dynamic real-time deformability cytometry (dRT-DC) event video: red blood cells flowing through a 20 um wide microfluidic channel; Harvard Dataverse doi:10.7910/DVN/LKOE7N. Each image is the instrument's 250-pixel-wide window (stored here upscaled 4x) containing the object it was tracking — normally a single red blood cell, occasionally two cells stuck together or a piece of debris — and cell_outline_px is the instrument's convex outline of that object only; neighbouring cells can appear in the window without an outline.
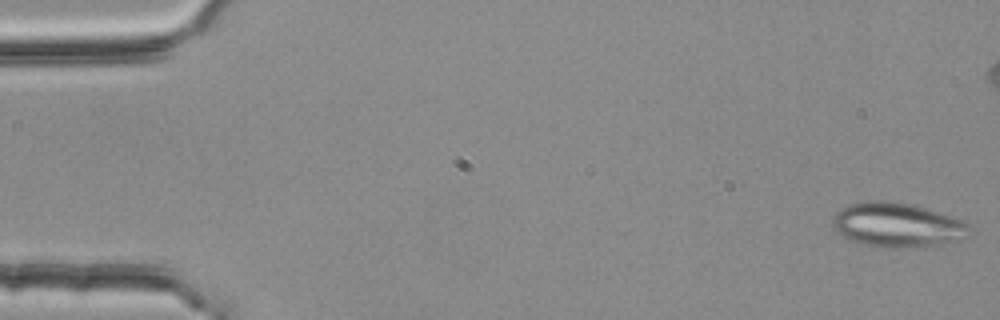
{"species": "common noctule bat (a hibernating species)", "species_latin": "Nyctalus noctula", "temperature_condition": "room temperature", "stored_images_in_passage": 54, "segment_of_instrument_passage": [1, 2], "camera_frame_rate_fps": 3000, "um_per_image_px": 0.085, "animal": {"sex": "female", "body_mass_g": 25.1}, "frame": {"image": 1, "passage_image": 1, "time_ms": 0.0, "image_size_px": [1000, 320], "cell_outline_px": [[968, 236], [960, 240], [936, 244], [904, 248], [884, 248], [852, 240], [836, 232], [832, 228], [832, 220], [836, 212], [848, 204], [868, 200], [896, 200], [916, 204], [964, 220], [968, 224]], "centroid_in_image_um": [76.26, 19.08], "position_along_channel_um": 8.7, "area_um2": 35.72}}